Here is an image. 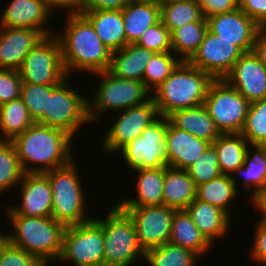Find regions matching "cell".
Wrapping results in <instances>:
<instances>
[{"label": "cell", "mask_w": 266, "mask_h": 266, "mask_svg": "<svg viewBox=\"0 0 266 266\" xmlns=\"http://www.w3.org/2000/svg\"><path fill=\"white\" fill-rule=\"evenodd\" d=\"M180 62L181 60L173 52L154 53L143 73L145 86L153 92L171 75Z\"/></svg>", "instance_id": "cell-38"}, {"label": "cell", "mask_w": 266, "mask_h": 266, "mask_svg": "<svg viewBox=\"0 0 266 266\" xmlns=\"http://www.w3.org/2000/svg\"><path fill=\"white\" fill-rule=\"evenodd\" d=\"M65 20L64 32L55 35L60 42L67 76L71 77L74 72L107 71L112 52L101 41L91 22L83 14H67Z\"/></svg>", "instance_id": "cell-2"}, {"label": "cell", "mask_w": 266, "mask_h": 266, "mask_svg": "<svg viewBox=\"0 0 266 266\" xmlns=\"http://www.w3.org/2000/svg\"><path fill=\"white\" fill-rule=\"evenodd\" d=\"M241 134L249 145L266 146V98L250 103Z\"/></svg>", "instance_id": "cell-39"}, {"label": "cell", "mask_w": 266, "mask_h": 266, "mask_svg": "<svg viewBox=\"0 0 266 266\" xmlns=\"http://www.w3.org/2000/svg\"><path fill=\"white\" fill-rule=\"evenodd\" d=\"M23 175L14 144L11 141H0V196L16 188Z\"/></svg>", "instance_id": "cell-37"}, {"label": "cell", "mask_w": 266, "mask_h": 266, "mask_svg": "<svg viewBox=\"0 0 266 266\" xmlns=\"http://www.w3.org/2000/svg\"><path fill=\"white\" fill-rule=\"evenodd\" d=\"M160 19L170 32L187 23L207 21L203 17L198 1L161 3Z\"/></svg>", "instance_id": "cell-36"}, {"label": "cell", "mask_w": 266, "mask_h": 266, "mask_svg": "<svg viewBox=\"0 0 266 266\" xmlns=\"http://www.w3.org/2000/svg\"><path fill=\"white\" fill-rule=\"evenodd\" d=\"M135 44L154 53L172 52L171 32L160 20L146 29Z\"/></svg>", "instance_id": "cell-42"}, {"label": "cell", "mask_w": 266, "mask_h": 266, "mask_svg": "<svg viewBox=\"0 0 266 266\" xmlns=\"http://www.w3.org/2000/svg\"><path fill=\"white\" fill-rule=\"evenodd\" d=\"M207 30V21H195L174 29L171 32L172 52L181 61H188L197 51Z\"/></svg>", "instance_id": "cell-34"}, {"label": "cell", "mask_w": 266, "mask_h": 266, "mask_svg": "<svg viewBox=\"0 0 266 266\" xmlns=\"http://www.w3.org/2000/svg\"><path fill=\"white\" fill-rule=\"evenodd\" d=\"M239 8L258 26L266 28V0H239Z\"/></svg>", "instance_id": "cell-47"}, {"label": "cell", "mask_w": 266, "mask_h": 266, "mask_svg": "<svg viewBox=\"0 0 266 266\" xmlns=\"http://www.w3.org/2000/svg\"><path fill=\"white\" fill-rule=\"evenodd\" d=\"M203 105L222 134L241 133L250 103L225 79H215Z\"/></svg>", "instance_id": "cell-9"}, {"label": "cell", "mask_w": 266, "mask_h": 266, "mask_svg": "<svg viewBox=\"0 0 266 266\" xmlns=\"http://www.w3.org/2000/svg\"><path fill=\"white\" fill-rule=\"evenodd\" d=\"M118 117H115L113 124L102 137V150L107 154L118 153L126 144L131 142L137 136L156 121L160 115L151 98L144 104L133 106L122 110Z\"/></svg>", "instance_id": "cell-13"}, {"label": "cell", "mask_w": 266, "mask_h": 266, "mask_svg": "<svg viewBox=\"0 0 266 266\" xmlns=\"http://www.w3.org/2000/svg\"><path fill=\"white\" fill-rule=\"evenodd\" d=\"M251 206L253 205L254 210L261 212V218L257 221L259 223L266 224V188L259 191L253 198L250 199ZM263 214V215H262Z\"/></svg>", "instance_id": "cell-51"}, {"label": "cell", "mask_w": 266, "mask_h": 266, "mask_svg": "<svg viewBox=\"0 0 266 266\" xmlns=\"http://www.w3.org/2000/svg\"><path fill=\"white\" fill-rule=\"evenodd\" d=\"M196 190L187 170L165 166L163 205L185 210L196 198Z\"/></svg>", "instance_id": "cell-28"}, {"label": "cell", "mask_w": 266, "mask_h": 266, "mask_svg": "<svg viewBox=\"0 0 266 266\" xmlns=\"http://www.w3.org/2000/svg\"><path fill=\"white\" fill-rule=\"evenodd\" d=\"M134 0H85L84 10H122Z\"/></svg>", "instance_id": "cell-49"}, {"label": "cell", "mask_w": 266, "mask_h": 266, "mask_svg": "<svg viewBox=\"0 0 266 266\" xmlns=\"http://www.w3.org/2000/svg\"><path fill=\"white\" fill-rule=\"evenodd\" d=\"M11 142L24 173H45L64 167L74 159V139L61 129L37 122Z\"/></svg>", "instance_id": "cell-1"}, {"label": "cell", "mask_w": 266, "mask_h": 266, "mask_svg": "<svg viewBox=\"0 0 266 266\" xmlns=\"http://www.w3.org/2000/svg\"><path fill=\"white\" fill-rule=\"evenodd\" d=\"M33 123L21 98L0 105V141H12Z\"/></svg>", "instance_id": "cell-33"}, {"label": "cell", "mask_w": 266, "mask_h": 266, "mask_svg": "<svg viewBox=\"0 0 266 266\" xmlns=\"http://www.w3.org/2000/svg\"><path fill=\"white\" fill-rule=\"evenodd\" d=\"M23 83L59 85L65 72L60 42L55 34L45 36L28 53L18 70Z\"/></svg>", "instance_id": "cell-10"}, {"label": "cell", "mask_w": 266, "mask_h": 266, "mask_svg": "<svg viewBox=\"0 0 266 266\" xmlns=\"http://www.w3.org/2000/svg\"><path fill=\"white\" fill-rule=\"evenodd\" d=\"M167 119L174 127L187 131L211 144L222 134L203 104L176 111Z\"/></svg>", "instance_id": "cell-27"}, {"label": "cell", "mask_w": 266, "mask_h": 266, "mask_svg": "<svg viewBox=\"0 0 266 266\" xmlns=\"http://www.w3.org/2000/svg\"><path fill=\"white\" fill-rule=\"evenodd\" d=\"M208 29L235 44L243 53L251 52L257 32L261 29L240 8L233 12L207 18Z\"/></svg>", "instance_id": "cell-18"}, {"label": "cell", "mask_w": 266, "mask_h": 266, "mask_svg": "<svg viewBox=\"0 0 266 266\" xmlns=\"http://www.w3.org/2000/svg\"><path fill=\"white\" fill-rule=\"evenodd\" d=\"M214 80L188 61H181L152 92L159 115L167 118L176 111L202 105Z\"/></svg>", "instance_id": "cell-3"}, {"label": "cell", "mask_w": 266, "mask_h": 266, "mask_svg": "<svg viewBox=\"0 0 266 266\" xmlns=\"http://www.w3.org/2000/svg\"><path fill=\"white\" fill-rule=\"evenodd\" d=\"M7 5L0 17V27L36 29L44 36L55 34L46 27L54 14L44 0H11Z\"/></svg>", "instance_id": "cell-19"}, {"label": "cell", "mask_w": 266, "mask_h": 266, "mask_svg": "<svg viewBox=\"0 0 266 266\" xmlns=\"http://www.w3.org/2000/svg\"><path fill=\"white\" fill-rule=\"evenodd\" d=\"M204 18L229 13L239 8V0H197Z\"/></svg>", "instance_id": "cell-45"}, {"label": "cell", "mask_w": 266, "mask_h": 266, "mask_svg": "<svg viewBox=\"0 0 266 266\" xmlns=\"http://www.w3.org/2000/svg\"><path fill=\"white\" fill-rule=\"evenodd\" d=\"M44 37L36 29L0 27V69L18 71L29 51Z\"/></svg>", "instance_id": "cell-20"}, {"label": "cell", "mask_w": 266, "mask_h": 266, "mask_svg": "<svg viewBox=\"0 0 266 266\" xmlns=\"http://www.w3.org/2000/svg\"><path fill=\"white\" fill-rule=\"evenodd\" d=\"M167 128L168 119L160 116L140 136L119 150L128 168L135 170L167 166Z\"/></svg>", "instance_id": "cell-12"}, {"label": "cell", "mask_w": 266, "mask_h": 266, "mask_svg": "<svg viewBox=\"0 0 266 266\" xmlns=\"http://www.w3.org/2000/svg\"><path fill=\"white\" fill-rule=\"evenodd\" d=\"M54 86L22 83L21 99L34 122H38L44 116L47 110L48 92H51Z\"/></svg>", "instance_id": "cell-41"}, {"label": "cell", "mask_w": 266, "mask_h": 266, "mask_svg": "<svg viewBox=\"0 0 266 266\" xmlns=\"http://www.w3.org/2000/svg\"><path fill=\"white\" fill-rule=\"evenodd\" d=\"M2 230V229H0ZM6 237H5V233L3 234L2 231H0V245L5 241Z\"/></svg>", "instance_id": "cell-54"}, {"label": "cell", "mask_w": 266, "mask_h": 266, "mask_svg": "<svg viewBox=\"0 0 266 266\" xmlns=\"http://www.w3.org/2000/svg\"><path fill=\"white\" fill-rule=\"evenodd\" d=\"M47 7L54 13L56 9L67 10V14H82L85 0H44Z\"/></svg>", "instance_id": "cell-48"}, {"label": "cell", "mask_w": 266, "mask_h": 266, "mask_svg": "<svg viewBox=\"0 0 266 266\" xmlns=\"http://www.w3.org/2000/svg\"><path fill=\"white\" fill-rule=\"evenodd\" d=\"M69 80L71 78L68 76L48 92L47 110L37 123L61 129L75 139L80 126L91 122L88 114V96L80 95L78 90L70 85Z\"/></svg>", "instance_id": "cell-8"}, {"label": "cell", "mask_w": 266, "mask_h": 266, "mask_svg": "<svg viewBox=\"0 0 266 266\" xmlns=\"http://www.w3.org/2000/svg\"><path fill=\"white\" fill-rule=\"evenodd\" d=\"M186 170L196 186L219 177L221 172L215 147L211 144Z\"/></svg>", "instance_id": "cell-40"}, {"label": "cell", "mask_w": 266, "mask_h": 266, "mask_svg": "<svg viewBox=\"0 0 266 266\" xmlns=\"http://www.w3.org/2000/svg\"><path fill=\"white\" fill-rule=\"evenodd\" d=\"M22 83L17 70L0 69V105L21 98Z\"/></svg>", "instance_id": "cell-44"}, {"label": "cell", "mask_w": 266, "mask_h": 266, "mask_svg": "<svg viewBox=\"0 0 266 266\" xmlns=\"http://www.w3.org/2000/svg\"><path fill=\"white\" fill-rule=\"evenodd\" d=\"M169 242L190 249L203 258L213 247L196 227L186 210H175Z\"/></svg>", "instance_id": "cell-30"}, {"label": "cell", "mask_w": 266, "mask_h": 266, "mask_svg": "<svg viewBox=\"0 0 266 266\" xmlns=\"http://www.w3.org/2000/svg\"><path fill=\"white\" fill-rule=\"evenodd\" d=\"M212 145L218 153L221 174L230 176L243 165L249 146L241 133L221 134Z\"/></svg>", "instance_id": "cell-31"}, {"label": "cell", "mask_w": 266, "mask_h": 266, "mask_svg": "<svg viewBox=\"0 0 266 266\" xmlns=\"http://www.w3.org/2000/svg\"><path fill=\"white\" fill-rule=\"evenodd\" d=\"M252 52L266 68V28H261L257 32Z\"/></svg>", "instance_id": "cell-50"}, {"label": "cell", "mask_w": 266, "mask_h": 266, "mask_svg": "<svg viewBox=\"0 0 266 266\" xmlns=\"http://www.w3.org/2000/svg\"><path fill=\"white\" fill-rule=\"evenodd\" d=\"M75 159L64 167L44 173L49 179L53 195L51 217L65 227L83 224L94 218L86 211L87 194Z\"/></svg>", "instance_id": "cell-5"}, {"label": "cell", "mask_w": 266, "mask_h": 266, "mask_svg": "<svg viewBox=\"0 0 266 266\" xmlns=\"http://www.w3.org/2000/svg\"><path fill=\"white\" fill-rule=\"evenodd\" d=\"M19 185L20 204H8L3 215L51 217L53 195L48 177L44 173H24Z\"/></svg>", "instance_id": "cell-16"}, {"label": "cell", "mask_w": 266, "mask_h": 266, "mask_svg": "<svg viewBox=\"0 0 266 266\" xmlns=\"http://www.w3.org/2000/svg\"><path fill=\"white\" fill-rule=\"evenodd\" d=\"M238 175H242L243 190L252 189L249 200L266 188V146L249 145L243 165L231 175L232 181L240 192L239 184H237L240 181L237 178Z\"/></svg>", "instance_id": "cell-26"}, {"label": "cell", "mask_w": 266, "mask_h": 266, "mask_svg": "<svg viewBox=\"0 0 266 266\" xmlns=\"http://www.w3.org/2000/svg\"><path fill=\"white\" fill-rule=\"evenodd\" d=\"M154 52L135 43L111 53L108 71L119 78L143 81V73Z\"/></svg>", "instance_id": "cell-25"}, {"label": "cell", "mask_w": 266, "mask_h": 266, "mask_svg": "<svg viewBox=\"0 0 266 266\" xmlns=\"http://www.w3.org/2000/svg\"><path fill=\"white\" fill-rule=\"evenodd\" d=\"M185 210L212 245L216 239L220 240L229 235L232 216L221 208L195 198Z\"/></svg>", "instance_id": "cell-22"}, {"label": "cell", "mask_w": 266, "mask_h": 266, "mask_svg": "<svg viewBox=\"0 0 266 266\" xmlns=\"http://www.w3.org/2000/svg\"><path fill=\"white\" fill-rule=\"evenodd\" d=\"M166 144L167 166L185 170L211 145L210 142L174 127L169 120Z\"/></svg>", "instance_id": "cell-21"}, {"label": "cell", "mask_w": 266, "mask_h": 266, "mask_svg": "<svg viewBox=\"0 0 266 266\" xmlns=\"http://www.w3.org/2000/svg\"><path fill=\"white\" fill-rule=\"evenodd\" d=\"M122 16L127 44H133L138 41L146 29L161 20L160 4L132 1L122 9Z\"/></svg>", "instance_id": "cell-29"}, {"label": "cell", "mask_w": 266, "mask_h": 266, "mask_svg": "<svg viewBox=\"0 0 266 266\" xmlns=\"http://www.w3.org/2000/svg\"><path fill=\"white\" fill-rule=\"evenodd\" d=\"M239 193L231 176L221 174L209 182L199 184L196 190V198L221 208L231 216V204L236 203Z\"/></svg>", "instance_id": "cell-32"}, {"label": "cell", "mask_w": 266, "mask_h": 266, "mask_svg": "<svg viewBox=\"0 0 266 266\" xmlns=\"http://www.w3.org/2000/svg\"><path fill=\"white\" fill-rule=\"evenodd\" d=\"M242 54L243 52L231 41L221 39L208 29L188 62L214 79H224Z\"/></svg>", "instance_id": "cell-15"}, {"label": "cell", "mask_w": 266, "mask_h": 266, "mask_svg": "<svg viewBox=\"0 0 266 266\" xmlns=\"http://www.w3.org/2000/svg\"><path fill=\"white\" fill-rule=\"evenodd\" d=\"M98 76L95 94L88 97V114L91 123L102 120L106 112L125 110L144 104L152 98V92L143 81L123 79L112 75L108 70L93 73Z\"/></svg>", "instance_id": "cell-6"}, {"label": "cell", "mask_w": 266, "mask_h": 266, "mask_svg": "<svg viewBox=\"0 0 266 266\" xmlns=\"http://www.w3.org/2000/svg\"><path fill=\"white\" fill-rule=\"evenodd\" d=\"M104 246L103 228L94 219L68 226L57 263L68 260L75 266H104Z\"/></svg>", "instance_id": "cell-11"}, {"label": "cell", "mask_w": 266, "mask_h": 266, "mask_svg": "<svg viewBox=\"0 0 266 266\" xmlns=\"http://www.w3.org/2000/svg\"><path fill=\"white\" fill-rule=\"evenodd\" d=\"M201 256L194 251L167 242L144 253L149 266H197Z\"/></svg>", "instance_id": "cell-35"}, {"label": "cell", "mask_w": 266, "mask_h": 266, "mask_svg": "<svg viewBox=\"0 0 266 266\" xmlns=\"http://www.w3.org/2000/svg\"><path fill=\"white\" fill-rule=\"evenodd\" d=\"M93 219L103 228L104 266H134L138 258L144 259L135 225L117 204L103 218Z\"/></svg>", "instance_id": "cell-7"}, {"label": "cell", "mask_w": 266, "mask_h": 266, "mask_svg": "<svg viewBox=\"0 0 266 266\" xmlns=\"http://www.w3.org/2000/svg\"><path fill=\"white\" fill-rule=\"evenodd\" d=\"M133 172L137 176L135 184L136 197L133 198L132 195L131 198L122 199L116 204L120 208L163 205L165 167L135 169Z\"/></svg>", "instance_id": "cell-23"}, {"label": "cell", "mask_w": 266, "mask_h": 266, "mask_svg": "<svg viewBox=\"0 0 266 266\" xmlns=\"http://www.w3.org/2000/svg\"><path fill=\"white\" fill-rule=\"evenodd\" d=\"M121 209L132 219L144 252L169 242L175 209L165 205Z\"/></svg>", "instance_id": "cell-14"}, {"label": "cell", "mask_w": 266, "mask_h": 266, "mask_svg": "<svg viewBox=\"0 0 266 266\" xmlns=\"http://www.w3.org/2000/svg\"><path fill=\"white\" fill-rule=\"evenodd\" d=\"M6 216L11 223V230L13 228L12 232H5L9 243L35 255L47 266L57 262L66 228L63 224L52 217Z\"/></svg>", "instance_id": "cell-4"}, {"label": "cell", "mask_w": 266, "mask_h": 266, "mask_svg": "<svg viewBox=\"0 0 266 266\" xmlns=\"http://www.w3.org/2000/svg\"><path fill=\"white\" fill-rule=\"evenodd\" d=\"M195 0H162L161 3H178V2H190Z\"/></svg>", "instance_id": "cell-52"}, {"label": "cell", "mask_w": 266, "mask_h": 266, "mask_svg": "<svg viewBox=\"0 0 266 266\" xmlns=\"http://www.w3.org/2000/svg\"><path fill=\"white\" fill-rule=\"evenodd\" d=\"M254 242L250 248L249 256L254 262H258L259 266L266 263V224L256 223Z\"/></svg>", "instance_id": "cell-46"}, {"label": "cell", "mask_w": 266, "mask_h": 266, "mask_svg": "<svg viewBox=\"0 0 266 266\" xmlns=\"http://www.w3.org/2000/svg\"><path fill=\"white\" fill-rule=\"evenodd\" d=\"M82 14L111 52L127 45L122 10H83Z\"/></svg>", "instance_id": "cell-24"}, {"label": "cell", "mask_w": 266, "mask_h": 266, "mask_svg": "<svg viewBox=\"0 0 266 266\" xmlns=\"http://www.w3.org/2000/svg\"><path fill=\"white\" fill-rule=\"evenodd\" d=\"M224 79L249 103L266 98V68L252 51L243 53Z\"/></svg>", "instance_id": "cell-17"}, {"label": "cell", "mask_w": 266, "mask_h": 266, "mask_svg": "<svg viewBox=\"0 0 266 266\" xmlns=\"http://www.w3.org/2000/svg\"><path fill=\"white\" fill-rule=\"evenodd\" d=\"M134 1H144V2H153V3L161 4L162 0H134Z\"/></svg>", "instance_id": "cell-53"}, {"label": "cell", "mask_w": 266, "mask_h": 266, "mask_svg": "<svg viewBox=\"0 0 266 266\" xmlns=\"http://www.w3.org/2000/svg\"><path fill=\"white\" fill-rule=\"evenodd\" d=\"M0 266H47L38 257L13 246L6 239L0 245Z\"/></svg>", "instance_id": "cell-43"}]
</instances>
